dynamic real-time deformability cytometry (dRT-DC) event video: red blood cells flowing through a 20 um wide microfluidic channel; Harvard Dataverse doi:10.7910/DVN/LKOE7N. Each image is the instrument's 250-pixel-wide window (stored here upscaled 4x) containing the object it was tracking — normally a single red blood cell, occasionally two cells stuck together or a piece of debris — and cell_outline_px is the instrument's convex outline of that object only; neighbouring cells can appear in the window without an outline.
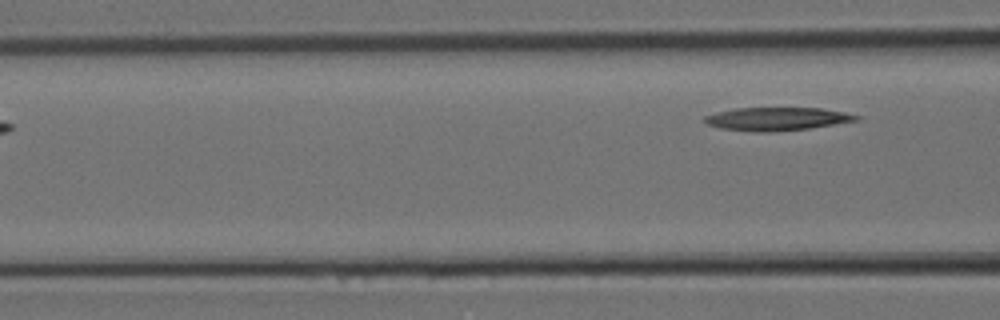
{"species": "Egyptian fruit bat (a non-hibernating species)", "species_latin": "Rousettus aegyptiacus", "temperature_condition": "room temperature", "stored_images_in_passage": 5, "segment_of_instrument_passage": [2, 2], "camera_frame_rate_fps": 3000, "um_per_image_px": 0.085, "animal": {"sex": "female"}, "frame": {"image": 1, "passage_image": 5, "time_ms": 1.333, "image_size_px": [1000, 320], "cell_outline_px": [[860, 120], [812, 128], [768, 132], [756, 132], [720, 128], [708, 124], [704, 120], [704, 116], [716, 112], [736, 108], [820, 108], [844, 112], [860, 116]], "centroid_in_image_um": [66.06, 10.11], "position_along_channel_um": 100.5, "area_um2": 20.46}}